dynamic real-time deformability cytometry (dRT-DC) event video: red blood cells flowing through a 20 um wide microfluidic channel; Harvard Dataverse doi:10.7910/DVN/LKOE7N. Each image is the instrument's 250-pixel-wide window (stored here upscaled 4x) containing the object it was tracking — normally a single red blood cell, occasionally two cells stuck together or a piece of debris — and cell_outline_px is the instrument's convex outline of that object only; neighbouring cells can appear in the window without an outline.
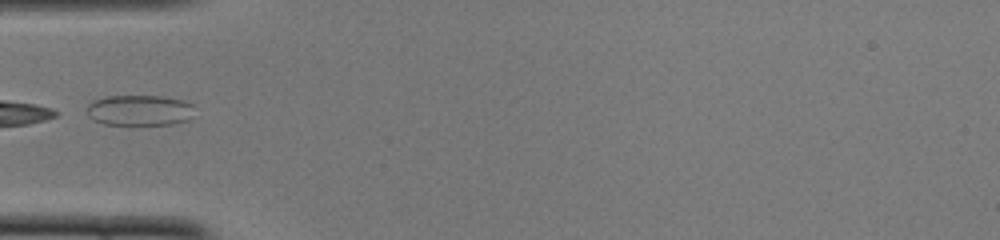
{"species": "common noctule bat (a hibernating species)", "species_latin": "Nyctalus noctula", "temperature_condition": "cold", "stored_images_in_passage": 21, "camera_frame_rate_fps": 3000, "um_per_image_px": 0.085, "animal": {"sex": "female", "body_mass_g": 22.0, "forearm_length_mm": 56.7}, "frame": {"image": 1, "passage_image": 1, "time_ms": 0.0, "image_size_px": [1000, 240], "cell_outline_px": [[192, 116], [188, 120], [172, 124], [104, 124], [92, 120], [88, 116], [88, 104], [92, 100], [104, 96], [164, 96], [184, 100], [192, 104]], "centroid_in_image_um": [11.84, 9.36], "position_along_channel_um": 73.2, "area_um2": 19.31}}
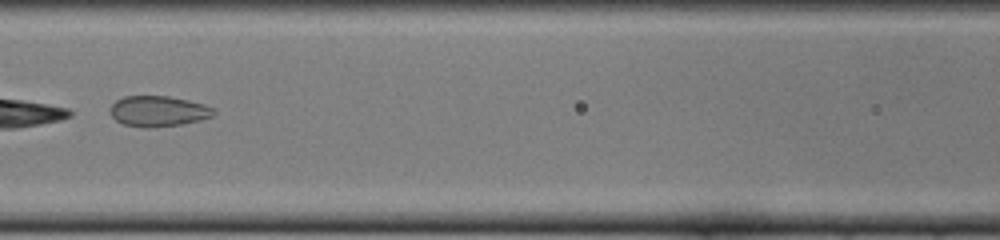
{"frame": {"image": 2, "passage_image": 7, "time_ms": 2.0, "image_size_px": [1000, 240], "cell_outline_px": [[216, 112], [212, 116], [200, 120], [180, 124], [152, 128], [144, 128], [124, 124], [116, 120], [108, 112], [108, 108], [116, 100], [124, 96], [168, 96], [188, 100], [204, 104], [216, 108]], "centroid_in_image_um": [13.44, 9.45], "position_along_channel_um": 153.2, "area_um2": 18.67}}
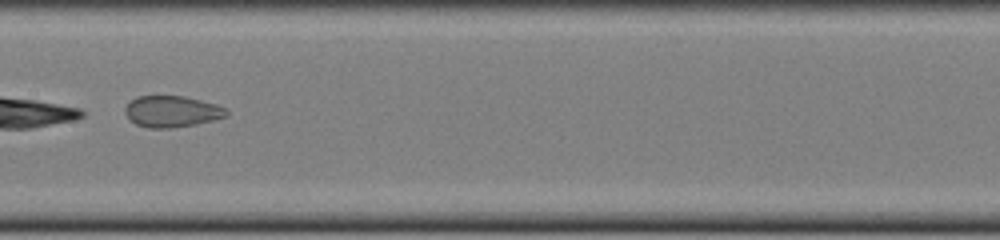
{"frame": {"image": 3, "passage_image": 10, "time_ms": 3.0, "image_size_px": [1000, 240], "cell_outline_px": [[228, 116], [196, 124], [172, 128], [148, 128], [136, 124], [128, 120], [124, 112], [124, 108], [136, 96], [184, 96], [216, 104], [224, 108], [228, 112]], "centroid_in_image_um": [14.57, 9.48], "position_along_channel_um": 192.8, "area_um2": 18.55}}